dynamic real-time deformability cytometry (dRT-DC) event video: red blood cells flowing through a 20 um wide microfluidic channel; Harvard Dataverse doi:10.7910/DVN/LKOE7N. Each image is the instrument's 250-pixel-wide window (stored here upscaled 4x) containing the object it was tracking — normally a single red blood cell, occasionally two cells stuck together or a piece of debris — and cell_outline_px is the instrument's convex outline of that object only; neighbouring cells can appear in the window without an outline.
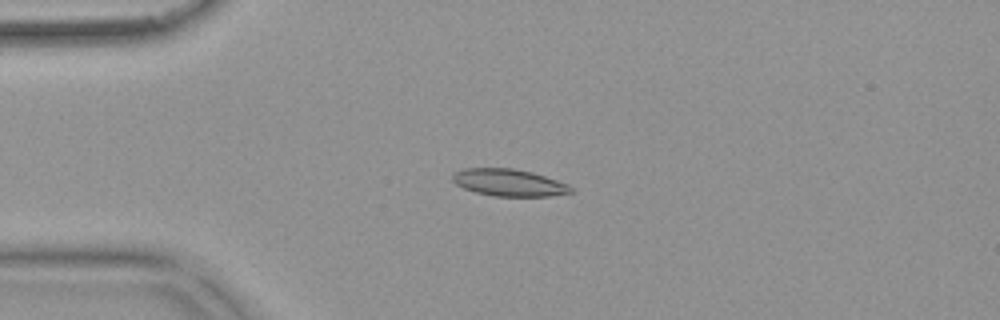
{"species": "common noctule bat (a hibernating species)", "species_latin": "Nyctalus noctula", "temperature_condition": "warm", "stored_images_in_passage": 19, "camera_frame_rate_fps": 3000, "um_per_image_px": 0.085, "animal": {"sex": "female", "body_mass_g": 18.4}, "frame": {"image": 1, "passage_image": 13, "time_ms": 4.0, "image_size_px": [1000, 320], "cell_outline_px": [[572, 192], [552, 196], [496, 196], [476, 192], [464, 188], [456, 184], [452, 180], [452, 176], [456, 172], [464, 168], [512, 168], [532, 172], [568, 184], [572, 188]], "centroid_in_image_um": [43.26, 15.52], "position_along_channel_um": 41.7, "area_um2": 18.5}}
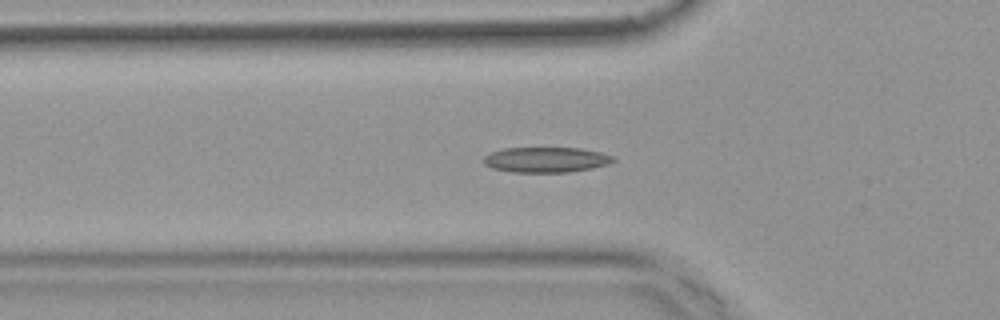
{"frame": {"image": 2, "passage_image": 18, "time_ms": 5.667, "image_size_px": [1000, 320], "cell_outline_px": [[616, 160], [608, 164], [592, 168], [568, 172], [512, 172], [492, 168], [484, 164], [484, 156], [492, 152], [504, 148], [580, 148], [600, 152], [616, 156]], "centroid_in_image_um": [46.44, 13.57], "position_along_channel_um": 79.4, "area_um2": 19.13}}